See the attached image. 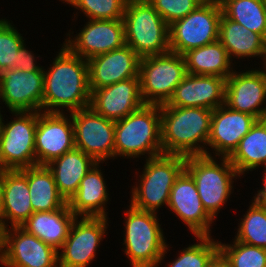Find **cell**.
<instances>
[{
    "label": "cell",
    "mask_w": 266,
    "mask_h": 267,
    "mask_svg": "<svg viewBox=\"0 0 266 267\" xmlns=\"http://www.w3.org/2000/svg\"><path fill=\"white\" fill-rule=\"evenodd\" d=\"M50 67L44 70L42 112L71 113L90 106L87 60L64 43ZM66 109L64 111V109Z\"/></svg>",
    "instance_id": "1"
},
{
    "label": "cell",
    "mask_w": 266,
    "mask_h": 267,
    "mask_svg": "<svg viewBox=\"0 0 266 267\" xmlns=\"http://www.w3.org/2000/svg\"><path fill=\"white\" fill-rule=\"evenodd\" d=\"M160 111L163 154L212 156L207 147L212 109L175 107L165 103L160 105Z\"/></svg>",
    "instance_id": "2"
},
{
    "label": "cell",
    "mask_w": 266,
    "mask_h": 267,
    "mask_svg": "<svg viewBox=\"0 0 266 267\" xmlns=\"http://www.w3.org/2000/svg\"><path fill=\"white\" fill-rule=\"evenodd\" d=\"M161 154L160 105L145 104L115 122L114 159H133L143 155L148 159Z\"/></svg>",
    "instance_id": "3"
},
{
    "label": "cell",
    "mask_w": 266,
    "mask_h": 267,
    "mask_svg": "<svg viewBox=\"0 0 266 267\" xmlns=\"http://www.w3.org/2000/svg\"><path fill=\"white\" fill-rule=\"evenodd\" d=\"M128 208L124 211L123 250L129 263L132 267H159L170 246L166 243L158 213L139 210L131 204Z\"/></svg>",
    "instance_id": "4"
},
{
    "label": "cell",
    "mask_w": 266,
    "mask_h": 267,
    "mask_svg": "<svg viewBox=\"0 0 266 267\" xmlns=\"http://www.w3.org/2000/svg\"><path fill=\"white\" fill-rule=\"evenodd\" d=\"M145 160L142 173L135 179L138 182L131 188L129 204L139 210L158 213L164 204L168 206L170 191L185 169L186 157L161 154Z\"/></svg>",
    "instance_id": "5"
},
{
    "label": "cell",
    "mask_w": 266,
    "mask_h": 267,
    "mask_svg": "<svg viewBox=\"0 0 266 267\" xmlns=\"http://www.w3.org/2000/svg\"><path fill=\"white\" fill-rule=\"evenodd\" d=\"M216 158L207 155L189 156L185 162V170L196 183L204 209L215 221L233 194V180L241 179L228 157H218L221 162Z\"/></svg>",
    "instance_id": "6"
},
{
    "label": "cell",
    "mask_w": 266,
    "mask_h": 267,
    "mask_svg": "<svg viewBox=\"0 0 266 267\" xmlns=\"http://www.w3.org/2000/svg\"><path fill=\"white\" fill-rule=\"evenodd\" d=\"M123 22L126 44L140 58L170 51L169 25L147 0H128Z\"/></svg>",
    "instance_id": "7"
},
{
    "label": "cell",
    "mask_w": 266,
    "mask_h": 267,
    "mask_svg": "<svg viewBox=\"0 0 266 267\" xmlns=\"http://www.w3.org/2000/svg\"><path fill=\"white\" fill-rule=\"evenodd\" d=\"M186 71L184 56L167 52L140 59L139 79L141 96L145 104L163 105L172 97L175 87Z\"/></svg>",
    "instance_id": "8"
},
{
    "label": "cell",
    "mask_w": 266,
    "mask_h": 267,
    "mask_svg": "<svg viewBox=\"0 0 266 267\" xmlns=\"http://www.w3.org/2000/svg\"><path fill=\"white\" fill-rule=\"evenodd\" d=\"M222 9L219 0H205L186 17L169 25L170 51L186 52L219 40Z\"/></svg>",
    "instance_id": "9"
},
{
    "label": "cell",
    "mask_w": 266,
    "mask_h": 267,
    "mask_svg": "<svg viewBox=\"0 0 266 267\" xmlns=\"http://www.w3.org/2000/svg\"><path fill=\"white\" fill-rule=\"evenodd\" d=\"M13 116L5 124L0 122V149L4 166L8 170L22 169L36 165L35 131L38 112H10Z\"/></svg>",
    "instance_id": "10"
},
{
    "label": "cell",
    "mask_w": 266,
    "mask_h": 267,
    "mask_svg": "<svg viewBox=\"0 0 266 267\" xmlns=\"http://www.w3.org/2000/svg\"><path fill=\"white\" fill-rule=\"evenodd\" d=\"M75 148L97 163L114 160L115 121L96 113L90 106L71 112Z\"/></svg>",
    "instance_id": "11"
},
{
    "label": "cell",
    "mask_w": 266,
    "mask_h": 267,
    "mask_svg": "<svg viewBox=\"0 0 266 267\" xmlns=\"http://www.w3.org/2000/svg\"><path fill=\"white\" fill-rule=\"evenodd\" d=\"M108 219L76 217L60 249L61 252H58V266L88 267L95 259L96 251L108 233L106 232L109 226Z\"/></svg>",
    "instance_id": "12"
},
{
    "label": "cell",
    "mask_w": 266,
    "mask_h": 267,
    "mask_svg": "<svg viewBox=\"0 0 266 267\" xmlns=\"http://www.w3.org/2000/svg\"><path fill=\"white\" fill-rule=\"evenodd\" d=\"M4 267H59L58 251L45 244L22 227L3 231Z\"/></svg>",
    "instance_id": "13"
},
{
    "label": "cell",
    "mask_w": 266,
    "mask_h": 267,
    "mask_svg": "<svg viewBox=\"0 0 266 267\" xmlns=\"http://www.w3.org/2000/svg\"><path fill=\"white\" fill-rule=\"evenodd\" d=\"M73 31L66 34L64 44L76 55L89 60L90 58L108 53L126 44L123 19L92 20L74 35ZM72 34V36H71ZM69 36V37H68Z\"/></svg>",
    "instance_id": "14"
},
{
    "label": "cell",
    "mask_w": 266,
    "mask_h": 267,
    "mask_svg": "<svg viewBox=\"0 0 266 267\" xmlns=\"http://www.w3.org/2000/svg\"><path fill=\"white\" fill-rule=\"evenodd\" d=\"M263 69V70H262ZM236 71L226 79L225 105L233 110L266 118V69ZM264 105V106H263Z\"/></svg>",
    "instance_id": "15"
},
{
    "label": "cell",
    "mask_w": 266,
    "mask_h": 267,
    "mask_svg": "<svg viewBox=\"0 0 266 267\" xmlns=\"http://www.w3.org/2000/svg\"><path fill=\"white\" fill-rule=\"evenodd\" d=\"M74 148L71 114L38 112L35 131L36 165H47Z\"/></svg>",
    "instance_id": "16"
},
{
    "label": "cell",
    "mask_w": 266,
    "mask_h": 267,
    "mask_svg": "<svg viewBox=\"0 0 266 267\" xmlns=\"http://www.w3.org/2000/svg\"><path fill=\"white\" fill-rule=\"evenodd\" d=\"M44 72L5 70L0 74V102L9 112L42 111Z\"/></svg>",
    "instance_id": "17"
},
{
    "label": "cell",
    "mask_w": 266,
    "mask_h": 267,
    "mask_svg": "<svg viewBox=\"0 0 266 267\" xmlns=\"http://www.w3.org/2000/svg\"><path fill=\"white\" fill-rule=\"evenodd\" d=\"M194 236H211L214 219L204 209L196 183L184 169L175 179L168 207Z\"/></svg>",
    "instance_id": "18"
},
{
    "label": "cell",
    "mask_w": 266,
    "mask_h": 267,
    "mask_svg": "<svg viewBox=\"0 0 266 267\" xmlns=\"http://www.w3.org/2000/svg\"><path fill=\"white\" fill-rule=\"evenodd\" d=\"M257 120L253 115L233 110L225 104L213 109L207 142L213 157H229Z\"/></svg>",
    "instance_id": "19"
},
{
    "label": "cell",
    "mask_w": 266,
    "mask_h": 267,
    "mask_svg": "<svg viewBox=\"0 0 266 267\" xmlns=\"http://www.w3.org/2000/svg\"><path fill=\"white\" fill-rule=\"evenodd\" d=\"M140 57L127 44L87 60L90 91L139 78Z\"/></svg>",
    "instance_id": "20"
},
{
    "label": "cell",
    "mask_w": 266,
    "mask_h": 267,
    "mask_svg": "<svg viewBox=\"0 0 266 267\" xmlns=\"http://www.w3.org/2000/svg\"><path fill=\"white\" fill-rule=\"evenodd\" d=\"M144 105L139 78H130L91 92L90 107L115 122Z\"/></svg>",
    "instance_id": "21"
},
{
    "label": "cell",
    "mask_w": 266,
    "mask_h": 267,
    "mask_svg": "<svg viewBox=\"0 0 266 267\" xmlns=\"http://www.w3.org/2000/svg\"><path fill=\"white\" fill-rule=\"evenodd\" d=\"M225 88L226 79L223 77L187 73L166 104L213 110L225 103Z\"/></svg>",
    "instance_id": "22"
},
{
    "label": "cell",
    "mask_w": 266,
    "mask_h": 267,
    "mask_svg": "<svg viewBox=\"0 0 266 267\" xmlns=\"http://www.w3.org/2000/svg\"><path fill=\"white\" fill-rule=\"evenodd\" d=\"M100 163H96L81 180L77 192L67 202L76 217L108 218L110 199ZM109 195V196H108Z\"/></svg>",
    "instance_id": "23"
},
{
    "label": "cell",
    "mask_w": 266,
    "mask_h": 267,
    "mask_svg": "<svg viewBox=\"0 0 266 267\" xmlns=\"http://www.w3.org/2000/svg\"><path fill=\"white\" fill-rule=\"evenodd\" d=\"M4 203L3 228L21 227L34 213L30 201L27 176L20 170H6L2 173ZM9 220V221H8Z\"/></svg>",
    "instance_id": "24"
},
{
    "label": "cell",
    "mask_w": 266,
    "mask_h": 267,
    "mask_svg": "<svg viewBox=\"0 0 266 267\" xmlns=\"http://www.w3.org/2000/svg\"><path fill=\"white\" fill-rule=\"evenodd\" d=\"M219 41L232 61L235 57L236 59L257 57L263 60L261 65L265 64L266 39L223 14L219 21Z\"/></svg>",
    "instance_id": "25"
},
{
    "label": "cell",
    "mask_w": 266,
    "mask_h": 267,
    "mask_svg": "<svg viewBox=\"0 0 266 267\" xmlns=\"http://www.w3.org/2000/svg\"><path fill=\"white\" fill-rule=\"evenodd\" d=\"M75 219L67 203L54 211L34 212L21 227L59 252Z\"/></svg>",
    "instance_id": "26"
},
{
    "label": "cell",
    "mask_w": 266,
    "mask_h": 267,
    "mask_svg": "<svg viewBox=\"0 0 266 267\" xmlns=\"http://www.w3.org/2000/svg\"><path fill=\"white\" fill-rule=\"evenodd\" d=\"M96 163L82 150L74 148L46 166L53 173L59 193L68 202L77 192L83 177Z\"/></svg>",
    "instance_id": "27"
},
{
    "label": "cell",
    "mask_w": 266,
    "mask_h": 267,
    "mask_svg": "<svg viewBox=\"0 0 266 267\" xmlns=\"http://www.w3.org/2000/svg\"><path fill=\"white\" fill-rule=\"evenodd\" d=\"M183 56L188 74L211 75L227 79L235 70L234 63L219 40L189 50Z\"/></svg>",
    "instance_id": "28"
},
{
    "label": "cell",
    "mask_w": 266,
    "mask_h": 267,
    "mask_svg": "<svg viewBox=\"0 0 266 267\" xmlns=\"http://www.w3.org/2000/svg\"><path fill=\"white\" fill-rule=\"evenodd\" d=\"M228 159L243 177L259 166L266 168V118L256 121Z\"/></svg>",
    "instance_id": "29"
},
{
    "label": "cell",
    "mask_w": 266,
    "mask_h": 267,
    "mask_svg": "<svg viewBox=\"0 0 266 267\" xmlns=\"http://www.w3.org/2000/svg\"><path fill=\"white\" fill-rule=\"evenodd\" d=\"M28 178L33 212L54 211L67 204L56 187L52 171L46 165L20 169Z\"/></svg>",
    "instance_id": "30"
},
{
    "label": "cell",
    "mask_w": 266,
    "mask_h": 267,
    "mask_svg": "<svg viewBox=\"0 0 266 267\" xmlns=\"http://www.w3.org/2000/svg\"><path fill=\"white\" fill-rule=\"evenodd\" d=\"M222 14L266 39V0H219Z\"/></svg>",
    "instance_id": "31"
},
{
    "label": "cell",
    "mask_w": 266,
    "mask_h": 267,
    "mask_svg": "<svg viewBox=\"0 0 266 267\" xmlns=\"http://www.w3.org/2000/svg\"><path fill=\"white\" fill-rule=\"evenodd\" d=\"M247 213L240 218L235 240L266 249V208L251 200Z\"/></svg>",
    "instance_id": "32"
},
{
    "label": "cell",
    "mask_w": 266,
    "mask_h": 267,
    "mask_svg": "<svg viewBox=\"0 0 266 267\" xmlns=\"http://www.w3.org/2000/svg\"><path fill=\"white\" fill-rule=\"evenodd\" d=\"M195 237L199 242L184 247L166 267H207L209 261L219 251V241L212 236Z\"/></svg>",
    "instance_id": "33"
},
{
    "label": "cell",
    "mask_w": 266,
    "mask_h": 267,
    "mask_svg": "<svg viewBox=\"0 0 266 267\" xmlns=\"http://www.w3.org/2000/svg\"><path fill=\"white\" fill-rule=\"evenodd\" d=\"M231 244L219 241V251L231 267H266V249L236 241Z\"/></svg>",
    "instance_id": "34"
},
{
    "label": "cell",
    "mask_w": 266,
    "mask_h": 267,
    "mask_svg": "<svg viewBox=\"0 0 266 267\" xmlns=\"http://www.w3.org/2000/svg\"><path fill=\"white\" fill-rule=\"evenodd\" d=\"M128 0H63L82 11L87 19L92 20H117L123 19Z\"/></svg>",
    "instance_id": "35"
},
{
    "label": "cell",
    "mask_w": 266,
    "mask_h": 267,
    "mask_svg": "<svg viewBox=\"0 0 266 267\" xmlns=\"http://www.w3.org/2000/svg\"><path fill=\"white\" fill-rule=\"evenodd\" d=\"M12 24L6 18L0 23V74L14 69L18 50L26 40Z\"/></svg>",
    "instance_id": "36"
},
{
    "label": "cell",
    "mask_w": 266,
    "mask_h": 267,
    "mask_svg": "<svg viewBox=\"0 0 266 267\" xmlns=\"http://www.w3.org/2000/svg\"><path fill=\"white\" fill-rule=\"evenodd\" d=\"M170 25L174 21L186 17L205 0H147Z\"/></svg>",
    "instance_id": "37"
},
{
    "label": "cell",
    "mask_w": 266,
    "mask_h": 267,
    "mask_svg": "<svg viewBox=\"0 0 266 267\" xmlns=\"http://www.w3.org/2000/svg\"><path fill=\"white\" fill-rule=\"evenodd\" d=\"M25 44L26 43H23L20 49L18 50L14 69H19L24 72H44V67L41 65H37L36 62L37 58H39L40 56L37 57L36 55H34L33 51L28 50Z\"/></svg>",
    "instance_id": "38"
},
{
    "label": "cell",
    "mask_w": 266,
    "mask_h": 267,
    "mask_svg": "<svg viewBox=\"0 0 266 267\" xmlns=\"http://www.w3.org/2000/svg\"><path fill=\"white\" fill-rule=\"evenodd\" d=\"M263 178H262V185L261 189L255 192V196H253L254 199H252L256 204L265 207L266 208V168H264Z\"/></svg>",
    "instance_id": "39"
},
{
    "label": "cell",
    "mask_w": 266,
    "mask_h": 267,
    "mask_svg": "<svg viewBox=\"0 0 266 267\" xmlns=\"http://www.w3.org/2000/svg\"><path fill=\"white\" fill-rule=\"evenodd\" d=\"M207 267H231L225 256L218 251L209 261Z\"/></svg>",
    "instance_id": "40"
},
{
    "label": "cell",
    "mask_w": 266,
    "mask_h": 267,
    "mask_svg": "<svg viewBox=\"0 0 266 267\" xmlns=\"http://www.w3.org/2000/svg\"><path fill=\"white\" fill-rule=\"evenodd\" d=\"M4 218V203H3V190H2V174H0V224L3 226Z\"/></svg>",
    "instance_id": "41"
},
{
    "label": "cell",
    "mask_w": 266,
    "mask_h": 267,
    "mask_svg": "<svg viewBox=\"0 0 266 267\" xmlns=\"http://www.w3.org/2000/svg\"><path fill=\"white\" fill-rule=\"evenodd\" d=\"M3 231H4V228L0 224V263L2 260V256H3Z\"/></svg>",
    "instance_id": "42"
},
{
    "label": "cell",
    "mask_w": 266,
    "mask_h": 267,
    "mask_svg": "<svg viewBox=\"0 0 266 267\" xmlns=\"http://www.w3.org/2000/svg\"><path fill=\"white\" fill-rule=\"evenodd\" d=\"M6 170H8V169L4 166V162H3L2 157H1V149H0V174H2Z\"/></svg>",
    "instance_id": "43"
},
{
    "label": "cell",
    "mask_w": 266,
    "mask_h": 267,
    "mask_svg": "<svg viewBox=\"0 0 266 267\" xmlns=\"http://www.w3.org/2000/svg\"><path fill=\"white\" fill-rule=\"evenodd\" d=\"M2 115L3 114H1V106H0V122H1Z\"/></svg>",
    "instance_id": "44"
}]
</instances>
